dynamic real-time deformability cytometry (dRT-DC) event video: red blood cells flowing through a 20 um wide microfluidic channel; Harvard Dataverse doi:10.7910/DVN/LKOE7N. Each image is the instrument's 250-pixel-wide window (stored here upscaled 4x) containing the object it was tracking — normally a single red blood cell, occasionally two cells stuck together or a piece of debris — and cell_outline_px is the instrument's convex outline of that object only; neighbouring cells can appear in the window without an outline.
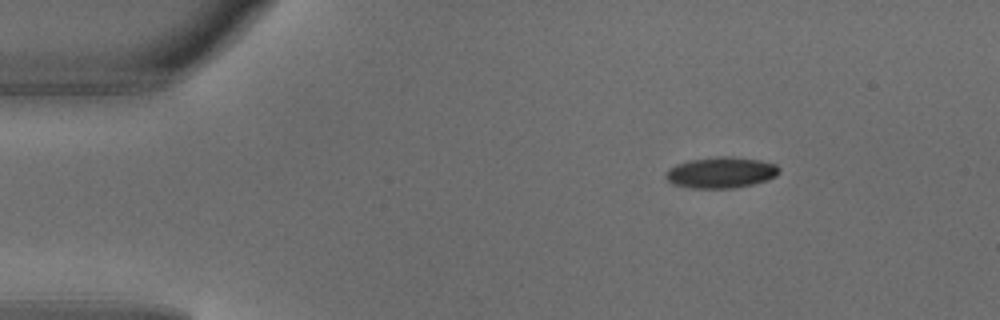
{"species": "common noctule bat (a hibernating species)", "species_latin": "Nyctalus noctula", "temperature_condition": "warm", "stored_images_in_passage": 3, "camera_frame_rate_fps": 3000, "um_per_image_px": 0.085, "animal": {"sex": "male", "body_mass_g": 18.8}, "frame": {"image": 1, "passage_image": 1, "time_ms": 0.0, "image_size_px": [1000, 320], "cell_outline_px": [[780, 172], [776, 176], [768, 180], [752, 184], [732, 188], [692, 188], [672, 184], [664, 176], [668, 168], [676, 164], [688, 160], [716, 156], [732, 156], [760, 160], [776, 164], [780, 168]], "centroid_in_image_um": [61.28, 14.65], "position_along_channel_um": 23.7, "area_um2": 20.75}}